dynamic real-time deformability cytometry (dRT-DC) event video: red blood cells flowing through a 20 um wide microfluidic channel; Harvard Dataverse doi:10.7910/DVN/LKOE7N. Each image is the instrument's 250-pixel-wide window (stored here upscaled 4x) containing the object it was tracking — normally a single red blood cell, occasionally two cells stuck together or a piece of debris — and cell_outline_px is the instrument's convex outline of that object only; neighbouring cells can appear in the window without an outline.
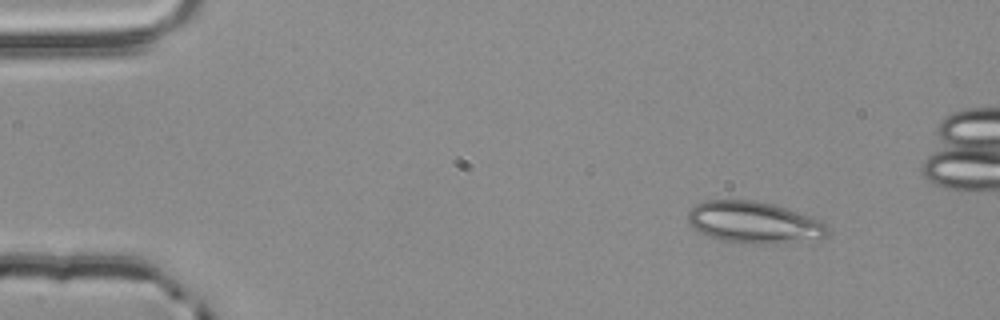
{"species": "common noctule bat (a hibernating species)", "species_latin": "Nyctalus noctula", "temperature_condition": "room temperature", "stored_images_in_passage": 4, "camera_frame_rate_fps": 3000, "um_per_image_px": 0.085, "animal": {"sex": "male", "body_mass_g": 20.4}, "frame": {"image": 1, "passage_image": 1, "time_ms": 0.0, "image_size_px": [1000, 320], "cell_outline_px": [[828, 236], [820, 240], [776, 244], [752, 244], [724, 240], [708, 236], [700, 232], [688, 224], [688, 212], [696, 204], [704, 200], [752, 200], [772, 204], [812, 216], [824, 220], [828, 228]], "centroid_in_image_um": [64.16, 18.92], "position_along_channel_um": 20.8, "area_um2": 34.45}}